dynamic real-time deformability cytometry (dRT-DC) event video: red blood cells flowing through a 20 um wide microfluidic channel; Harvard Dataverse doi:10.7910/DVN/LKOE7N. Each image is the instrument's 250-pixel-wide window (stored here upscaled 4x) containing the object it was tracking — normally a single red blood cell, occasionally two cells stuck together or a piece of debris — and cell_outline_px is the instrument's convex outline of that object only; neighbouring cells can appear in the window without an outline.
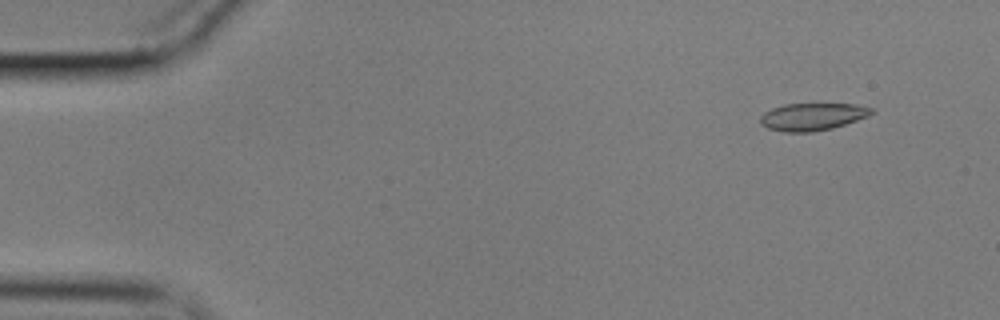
{"species": "common noctule bat (a hibernating species)", "species_latin": "Nyctalus noctula", "temperature_condition": "cold", "stored_images_in_passage": 57, "camera_frame_rate_fps": 3000, "um_per_image_px": 0.085, "animal": {"sex": "male", "body_mass_g": 17.9}, "frame": {"image": 1, "passage_image": 5, "time_ms": 1.333, "image_size_px": [1000, 320], "cell_outline_px": [[876, 112], [868, 116], [832, 128], [812, 132], [784, 132], [768, 128], [760, 124], [760, 116], [764, 112], [772, 108], [784, 104], [856, 104], [872, 108]], "centroid_in_image_um": [69.04, 9.92], "position_along_channel_um": 16.0, "area_um2": 17.74}}
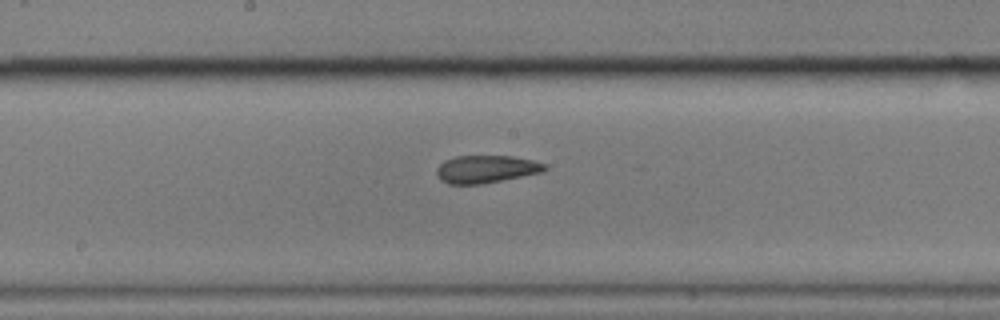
{"frame": {"image": 2, "passage_image": 30, "time_ms": 9.667, "image_size_px": [1000, 320], "cell_outline_px": [[548, 168], [544, 172], [480, 184], [448, 184], [440, 180], [436, 176], [436, 168], [444, 160], [456, 156], [512, 156], [532, 160], [548, 164]], "centroid_in_image_um": [41.32, 14.37], "position_along_channel_um": 206.9, "area_um2": 17.57}}
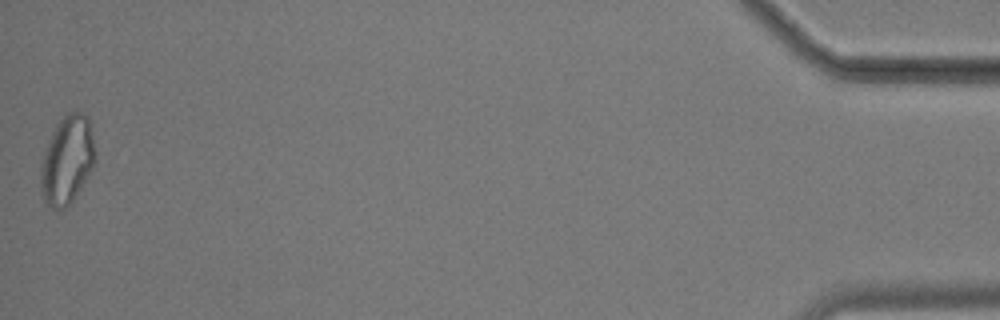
{"frame": {"image": 3, "passage_image": 57, "time_ms": 18.667, "image_size_px": [1000, 320], "cell_outline_px": [[96, 160], [92, 168], [80, 188], [72, 200], [60, 212], [52, 208], [44, 200], [40, 184], [40, 168], [52, 132], [56, 124], [68, 112], [80, 112], [88, 116], [96, 152]], "centroid_in_image_um": [5.72, 13.6], "position_along_channel_um": 429.5, "area_um2": 27.74}, "authors_computed_cell_mechanics": {"area_um2": 18.6694, "velocity_mm_per_s": 3.4969, "shape_relaxation_time_tau1_ms": null, "shape_relaxation_time_tau2_ms": 2.8942, "deformation_change_tau1": null, "deformation_change_tau2": 0.0894}}